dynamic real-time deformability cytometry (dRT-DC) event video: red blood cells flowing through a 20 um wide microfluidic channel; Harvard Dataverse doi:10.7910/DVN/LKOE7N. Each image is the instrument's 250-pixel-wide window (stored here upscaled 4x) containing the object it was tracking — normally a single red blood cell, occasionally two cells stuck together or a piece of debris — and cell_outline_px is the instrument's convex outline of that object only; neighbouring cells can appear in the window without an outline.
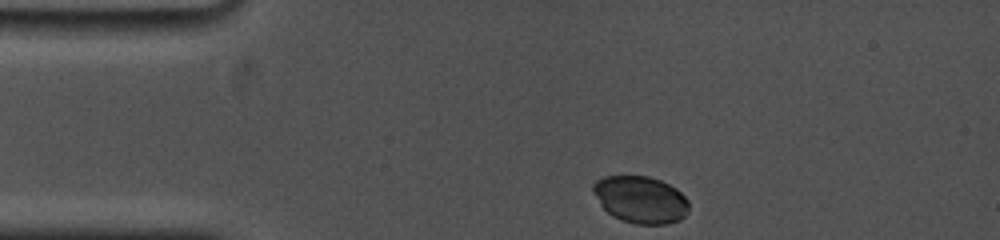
{"species": "common noctule bat (a hibernating species)", "species_latin": "Nyctalus noctula", "temperature_condition": "cold", "stored_images_in_passage": 48, "camera_frame_rate_fps": 5000, "um_per_image_px": 0.085, "animal": {"sex": "female", "body_mass_g": 19.0, "forearm_length_mm": 53.3}, "frame": {"image": 1, "passage_image": 1, "time_ms": 0.0, "image_size_px": [1000, 240], "cell_outline_px": [[688, 212], [680, 220], [668, 224], [636, 224], [620, 220], [612, 216], [600, 204], [592, 188], [592, 184], [596, 180], [604, 176], [648, 176], [660, 180], [676, 188], [688, 200]], "centroid_in_image_um": [54.45, 16.97], "position_along_channel_um": 30.6, "area_um2": 26.3}}
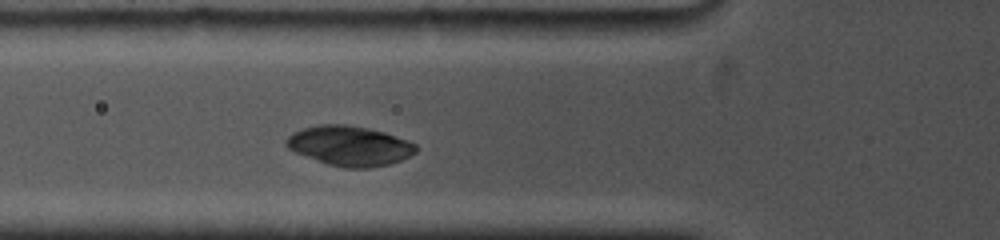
{"frame": {"image": 2, "passage_image": 14, "time_ms": 3.0, "image_size_px": [1000, 240], "cell_outline_px": [[420, 148], [416, 152], [400, 160], [388, 164], [368, 168], [344, 168], [328, 164], [296, 152], [288, 148], [284, 144], [284, 140], [292, 132], [300, 128], [316, 124], [348, 124], [368, 128], [384, 132], [408, 140], [416, 144]], "centroid_in_image_um": [29.7, 12.37], "position_along_channel_um": 96.1, "area_um2": 30.29}}
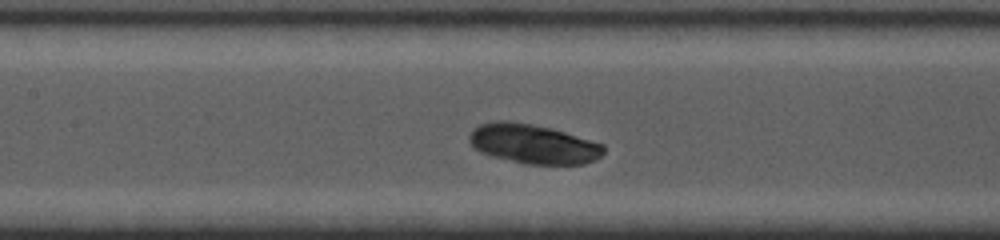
{"frame": {"image": 3, "passage_image": 21, "time_ms": 4.8, "image_size_px": [1000, 240], "cell_outline_px": [[604, 152], [596, 160], [584, 164], [524, 164], [488, 156], [472, 148], [468, 140], [468, 136], [472, 128], [480, 124], [496, 120], [508, 120], [532, 124], [552, 128], [604, 144]], "centroid_in_image_um": [45.26, 12.23], "position_along_channel_um": 162.1, "area_um2": 31.44}}